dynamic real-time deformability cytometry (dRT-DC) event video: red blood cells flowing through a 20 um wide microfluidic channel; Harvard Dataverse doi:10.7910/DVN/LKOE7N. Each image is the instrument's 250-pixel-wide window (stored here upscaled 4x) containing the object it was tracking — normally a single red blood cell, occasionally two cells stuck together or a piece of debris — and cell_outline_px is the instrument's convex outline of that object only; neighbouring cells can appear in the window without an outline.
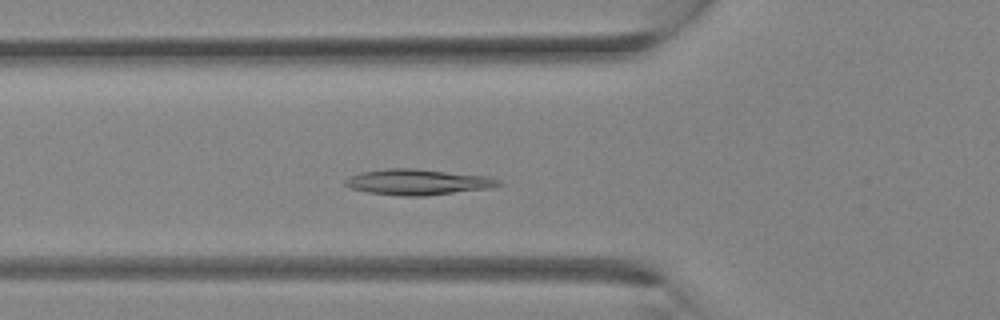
{"species": "Egyptian fruit bat (a non-hibernating species)", "species_latin": "Rousettus aegyptiacus", "temperature_condition": "room temperature", "stored_images_in_passage": 30, "camera_frame_rate_fps": 3000, "um_per_image_px": 0.085, "animal": {"sex": "female"}, "frame": {"image": 1, "passage_image": 10, "time_ms": 3.0, "image_size_px": [1000, 320], "cell_outline_px": [[504, 184], [492, 188], [428, 196], [400, 196], [368, 192], [348, 188], [344, 184], [344, 180], [348, 176], [360, 172], [388, 168], [412, 168], [488, 176], [500, 180]], "centroid_in_image_um": [35.51, 15.48], "position_along_channel_um": 90.3, "area_um2": 23.35}}
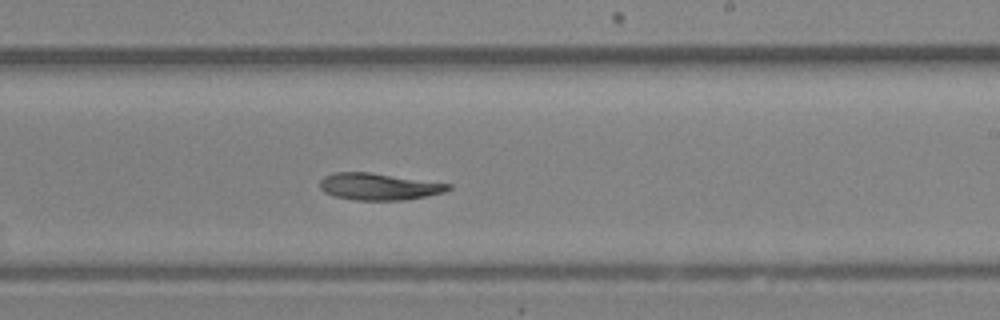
{"frame": {"image": 2, "passage_image": 18, "time_ms": 5.667, "image_size_px": [1000, 320], "cell_outline_px": [[452, 188], [444, 192], [404, 200], [356, 200], [332, 196], [324, 192], [320, 188], [320, 180], [324, 176], [332, 172], [368, 172], [452, 184]], "centroid_in_image_um": [32.16, 15.86], "position_along_channel_um": 256.8, "area_um2": 20.06}}
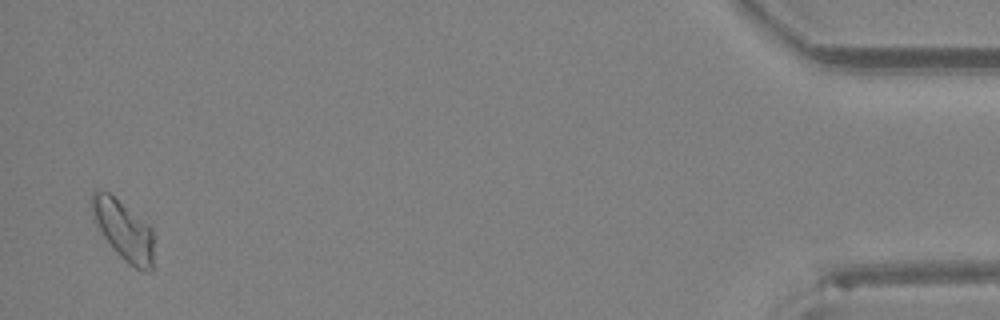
{"frame": {"image": 3, "passage_image": 30, "time_ms": 9.667, "image_size_px": [1000, 320], "cell_outline_px": [[152, 272], [144, 272], [128, 264], [116, 252], [92, 220], [92, 192], [108, 192], [148, 224], [152, 228]], "centroid_in_image_um": [10.5, 19.61], "position_along_channel_um": 424.7, "area_um2": 21.15}}